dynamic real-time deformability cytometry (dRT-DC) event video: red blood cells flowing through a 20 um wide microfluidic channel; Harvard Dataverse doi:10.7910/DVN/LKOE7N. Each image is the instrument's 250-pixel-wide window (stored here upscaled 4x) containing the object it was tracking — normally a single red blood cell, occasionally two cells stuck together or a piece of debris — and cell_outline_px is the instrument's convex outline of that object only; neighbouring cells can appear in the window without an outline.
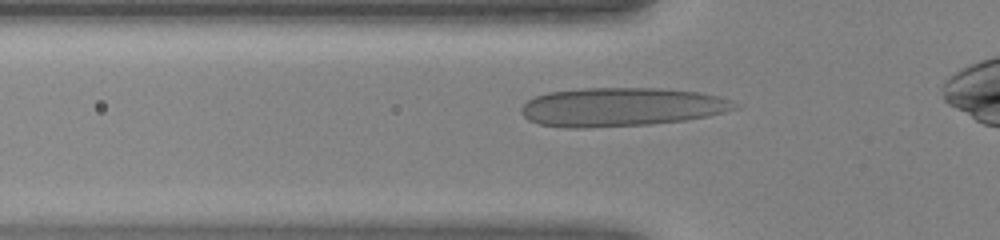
{"species": "human", "species_latin": "Homo sapiens", "temperature_condition": "warm", "stored_images_in_passage": 31, "camera_frame_rate_fps": 3000, "um_per_image_px": 0.085, "donor": {"sex": "female"}, "frame": {"image": 1, "passage_image": 5, "time_ms": 1.333, "image_size_px": [1000, 240], "cell_outline_px": [[736, 108], [724, 112], [708, 116], [684, 120], [648, 124], [588, 128], [564, 128], [540, 124], [528, 120], [520, 112], [520, 108], [528, 100], [536, 96], [548, 92], [580, 88], [660, 88], [700, 92], [732, 100]], "centroid_in_image_um": [52.75, 9.09], "position_along_channel_um": 73.0, "area_um2": 48.15}}
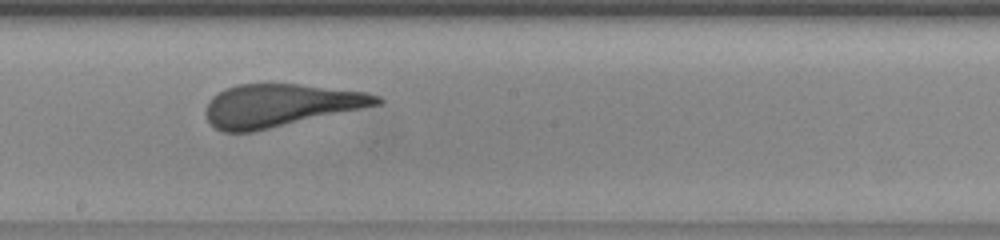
{"frame": {"image": 2, "passage_image": 15, "time_ms": 4.667, "image_size_px": [1000, 240], "cell_outline_px": [[384, 100], [380, 104], [252, 132], [224, 132], [216, 128], [208, 120], [204, 112], [208, 100], [212, 96], [224, 88], [236, 84], [296, 84], [368, 92], [380, 96]], "centroid_in_image_um": [23.78, 8.95], "position_along_channel_um": 224.4, "area_um2": 42.31}}
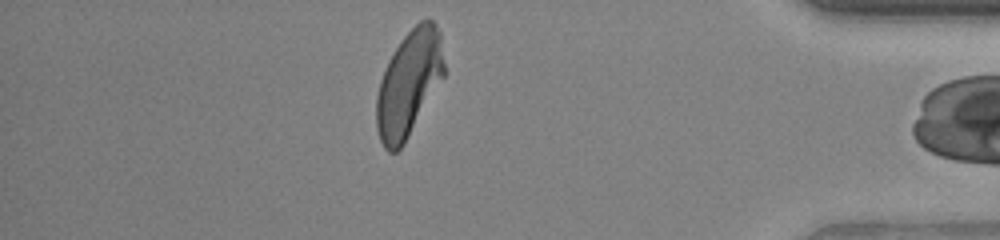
{"frame": {"image": 3, "passage_image": 29, "time_ms": 9.333, "image_size_px": [1000, 240], "cell_outline_px": [[444, 76], [404, 144], [396, 152], [388, 152], [384, 148], [380, 140], [376, 128], [376, 96], [380, 80], [388, 60], [404, 36], [420, 20], [432, 20], [436, 24], [440, 32], [444, 64]], "centroid_in_image_um": [34.74, 7.12], "position_along_channel_um": 400.5, "area_um2": 41.56}}